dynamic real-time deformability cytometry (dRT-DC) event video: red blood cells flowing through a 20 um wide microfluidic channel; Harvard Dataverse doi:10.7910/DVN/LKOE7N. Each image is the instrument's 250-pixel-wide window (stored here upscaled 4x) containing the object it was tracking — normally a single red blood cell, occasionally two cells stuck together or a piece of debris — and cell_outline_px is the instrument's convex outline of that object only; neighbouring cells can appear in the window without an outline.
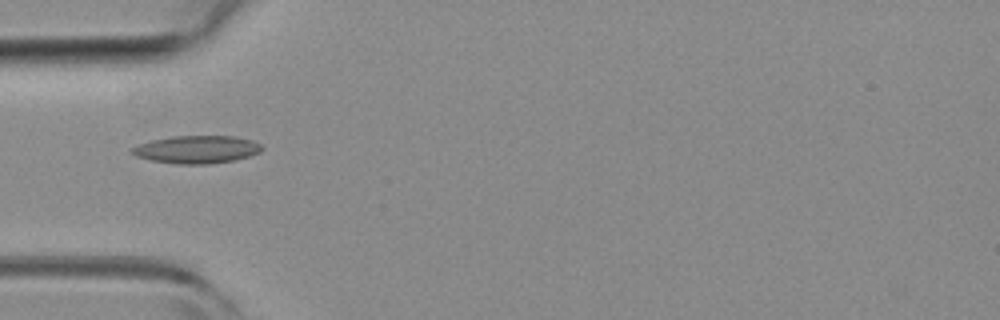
{"species": "common noctule bat (a hibernating species)", "species_latin": "Nyctalus noctula", "temperature_condition": "room temperature", "stored_images_in_passage": 36, "camera_frame_rate_fps": 3000, "um_per_image_px": 0.085, "animal": {"sex": "female", "body_mass_g": 19.3, "forearm_length_mm": 54.1}, "frame": {"image": 1, "passage_image": 1, "time_ms": 0.0, "image_size_px": [1000, 320], "cell_outline_px": [[264, 148], [260, 152], [248, 156], [232, 160], [208, 164], [176, 164], [152, 160], [136, 156], [128, 152], [132, 148], [140, 144], [152, 140], [172, 136], [236, 136], [252, 140], [260, 144]], "centroid_in_image_um": [16.72, 12.7], "position_along_channel_um": 68.3, "area_um2": 20.92}}
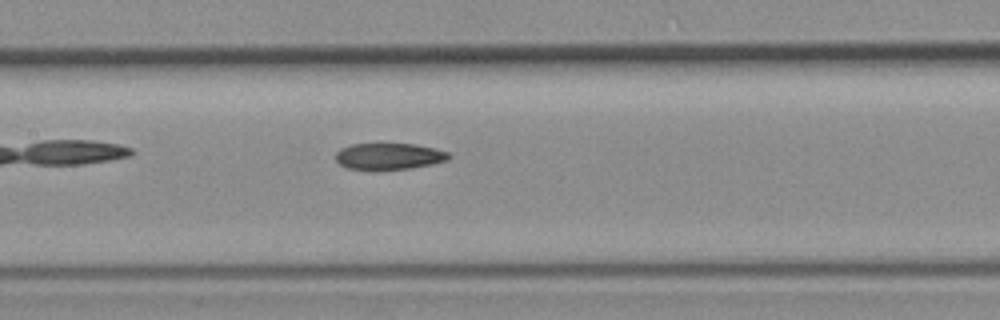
{"frame": {"image": 2, "passage_image": 9, "time_ms": 2.667, "image_size_px": [1000, 320], "cell_outline_px": [[452, 156], [448, 160], [432, 164], [412, 168], [376, 172], [368, 172], [348, 168], [340, 164], [336, 160], [336, 152], [340, 148], [352, 144], [416, 144], [436, 148], [448, 152]], "centroid_in_image_um": [33.05, 13.32], "position_along_channel_um": 174.3, "area_um2": 18.15}}
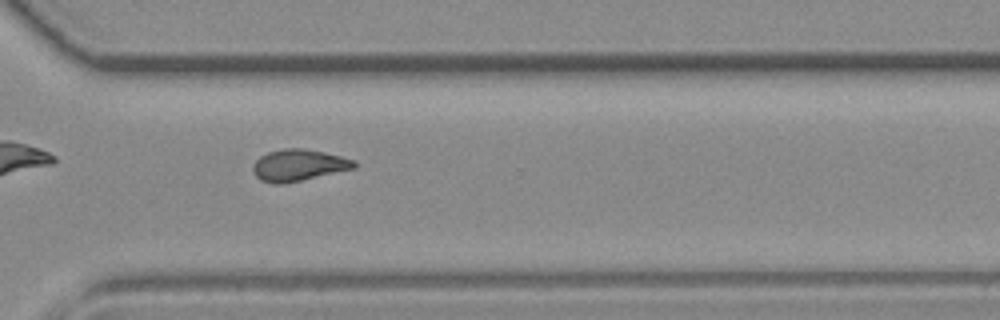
{"frame": {"image": 3, "passage_image": 22, "time_ms": 7.0, "image_size_px": [1000, 320], "cell_outline_px": [[356, 168], [284, 184], [272, 184], [260, 180], [256, 176], [252, 168], [252, 164], [260, 156], [268, 152], [284, 148], [304, 148], [324, 152], [356, 160]], "centroid_in_image_um": [25.37, 14.04], "position_along_channel_um": 345.2, "area_um2": 18.79}, "authors_computed_cell_mechanics": {"area_um2": 18.2359, "velocity_mm_per_s": 3.9498, "shape_relaxation_time_tau1_ms": 9.0015, "shape_relaxation_time_tau2_ms": 2.9004, "deformation_change_tau1": 0.2076, "deformation_change_tau2": 0.1011}}